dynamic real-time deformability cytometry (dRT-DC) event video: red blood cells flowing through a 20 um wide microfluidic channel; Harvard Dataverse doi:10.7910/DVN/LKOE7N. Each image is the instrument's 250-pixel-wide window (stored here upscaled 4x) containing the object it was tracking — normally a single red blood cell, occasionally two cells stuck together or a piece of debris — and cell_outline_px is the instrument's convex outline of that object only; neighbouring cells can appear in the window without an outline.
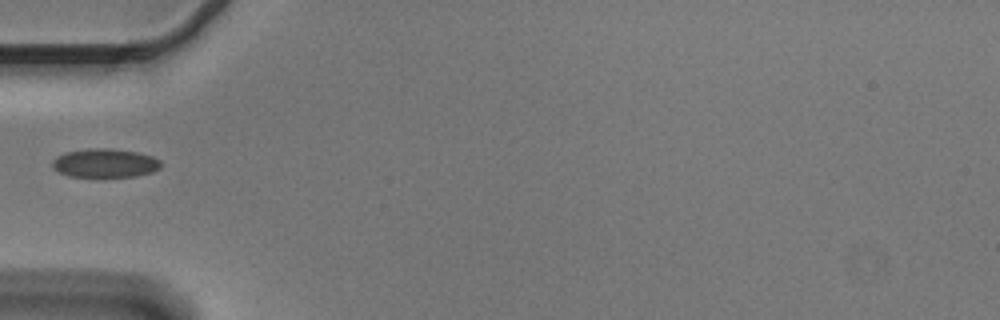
{"species": "Egyptian fruit bat (a non-hibernating species)", "species_latin": "Rousettus aegyptiacus", "temperature_condition": "cold", "stored_images_in_passage": 38, "camera_frame_rate_fps": 3000, "um_per_image_px": 0.085, "animal": {"sex": "male"}, "frame": {"image": 1, "passage_image": 1, "time_ms": 0.0, "image_size_px": [1000, 320], "cell_outline_px": [[160, 168], [152, 172], [136, 176], [100, 180], [68, 176], [56, 172], [52, 168], [52, 160], [56, 156], [64, 152], [88, 148], [112, 148], [136, 152], [152, 156], [160, 160]], "centroid_in_image_um": [8.86, 13.91], "position_along_channel_um": 76.1, "area_um2": 19.31}}
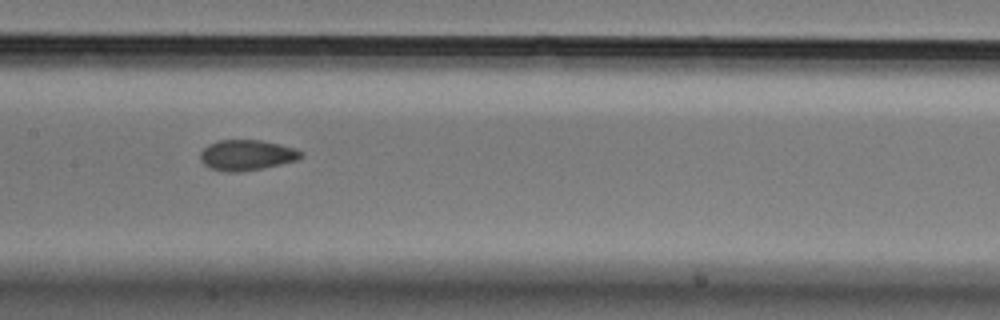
{"frame": {"image": 2, "passage_image": 10, "time_ms": 3.0, "image_size_px": [1000, 320], "cell_outline_px": [[304, 156], [296, 160], [264, 168], [240, 172], [224, 172], [208, 168], [200, 160], [200, 152], [208, 144], [216, 140], [260, 140], [280, 144], [296, 148], [304, 152]], "centroid_in_image_um": [20.96, 13.18], "position_along_channel_um": 186.4, "area_um2": 18.21}}
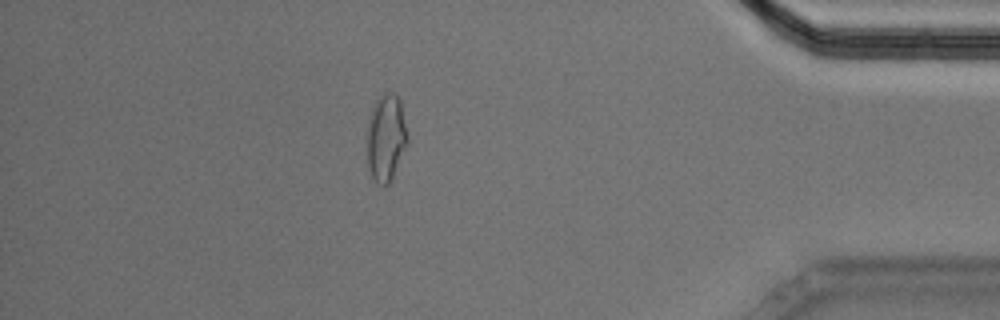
{"frame": {"image": 3, "passage_image": 31, "time_ms": 10.0, "image_size_px": [1000, 320], "cell_outline_px": [[408, 140], [392, 176], [388, 184], [380, 184], [372, 176], [368, 168], [368, 116], [376, 100], [388, 92], [392, 92], [400, 100], [408, 136]], "centroid_in_image_um": [32.8, 11.66], "position_along_channel_um": 402.4, "area_um2": 19.88}}